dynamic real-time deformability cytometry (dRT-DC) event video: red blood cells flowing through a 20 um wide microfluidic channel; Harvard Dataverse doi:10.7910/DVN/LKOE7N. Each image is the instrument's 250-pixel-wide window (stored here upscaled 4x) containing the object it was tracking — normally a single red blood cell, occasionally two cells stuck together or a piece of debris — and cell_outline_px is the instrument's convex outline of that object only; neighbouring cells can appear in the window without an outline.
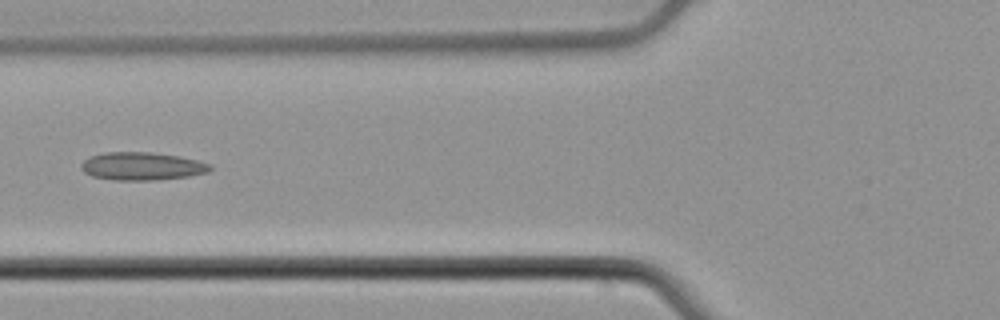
{"species": "common noctule bat (a hibernating species)", "species_latin": "Nyctalus noctula", "temperature_condition": "cold", "stored_images_in_passage": 6, "camera_frame_rate_fps": 3000, "um_per_image_px": 0.085, "animal": {"sex": "male", "body_mass_g": 21.5, "forearm_length_mm": 52.0}, "frame": {"image": 1, "passage_image": 5, "time_ms": 1.333, "image_size_px": [1000, 320], "cell_outline_px": [[212, 168], [208, 172], [188, 176], [152, 180], [112, 180], [92, 176], [84, 172], [80, 168], [80, 164], [88, 156], [104, 152], [152, 152], [180, 156], [212, 164]], "centroid_in_image_um": [12.03, 14.12], "position_along_channel_um": 113.8, "area_um2": 21.15}}
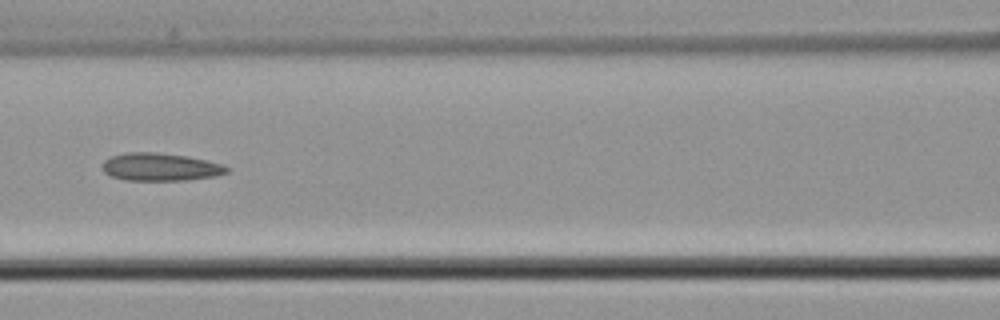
{"frame": {"image": 2, "passage_image": 6, "time_ms": 1.667, "image_size_px": [1000, 320], "cell_outline_px": [[228, 172], [216, 176], [188, 180], [124, 180], [112, 176], [104, 172], [104, 160], [112, 156], [128, 152], [156, 152], [188, 156], [208, 160], [220, 164], [228, 168]], "centroid_in_image_um": [13.65, 14.19], "position_along_channel_um": 152.9, "area_um2": 20.06}}